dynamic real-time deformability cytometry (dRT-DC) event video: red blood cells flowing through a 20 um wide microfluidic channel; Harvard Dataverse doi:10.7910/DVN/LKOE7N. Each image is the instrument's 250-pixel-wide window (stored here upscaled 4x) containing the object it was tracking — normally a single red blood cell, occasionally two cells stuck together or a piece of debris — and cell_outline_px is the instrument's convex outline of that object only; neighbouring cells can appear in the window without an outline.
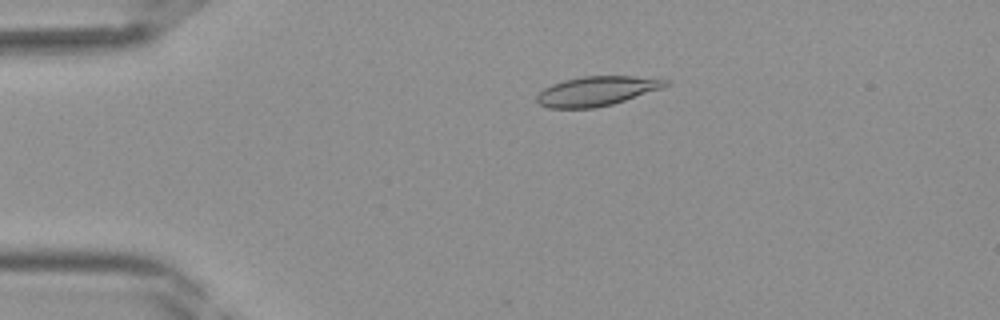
{"species": "Egyptian fruit bat (a non-hibernating species)", "species_latin": "Rousettus aegyptiacus", "temperature_condition": "room temperature", "stored_images_in_passage": 41, "camera_frame_rate_fps": 3000, "um_per_image_px": 0.085, "frame": {"image": 1, "passage_image": 9, "time_ms": 2.667, "image_size_px": [1000, 320], "cell_outline_px": [[672, 80], [668, 84], [660, 88], [612, 104], [596, 108], [548, 108], [540, 104], [536, 100], [536, 96], [544, 88], [552, 84], [564, 80], [580, 76], [632, 76]], "centroid_in_image_um": [50.68, 7.74], "position_along_channel_um": 34.3, "area_um2": 21.91}}
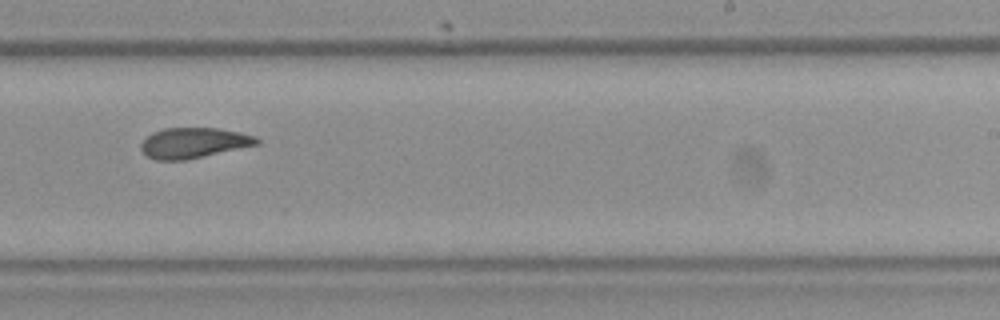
{"frame": {"image": 2, "passage_image": 26, "time_ms": 8.333, "image_size_px": [1000, 320], "cell_outline_px": [[260, 144], [204, 156], [184, 160], [156, 160], [148, 156], [140, 148], [140, 144], [152, 132], [164, 128], [216, 128], [240, 132], [256, 136], [260, 140]], "centroid_in_image_um": [16.48, 12.14], "position_along_channel_um": 272.5, "area_um2": 20.46}}
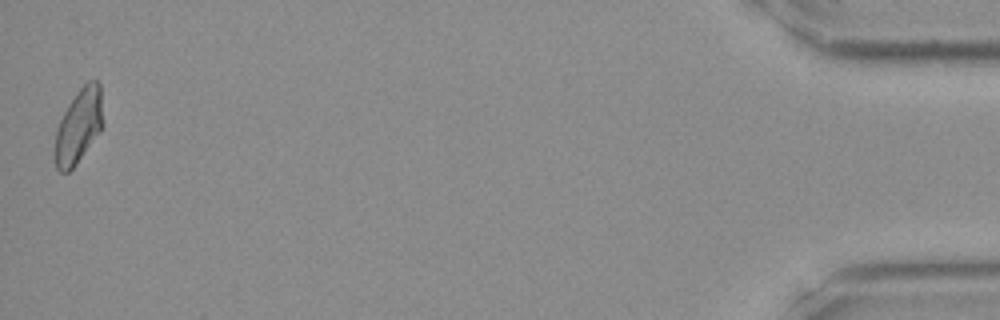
{"frame": {"image": 3, "passage_image": 41, "time_ms": 13.333, "image_size_px": [1000, 320], "cell_outline_px": [[104, 124], [100, 132], [76, 164], [68, 172], [60, 172], [56, 168], [56, 128], [68, 104], [76, 92], [88, 80], [96, 80], [100, 84], [104, 120]], "centroid_in_image_um": [6.73, 10.68], "position_along_channel_um": 428.5, "area_um2": 20.81}}